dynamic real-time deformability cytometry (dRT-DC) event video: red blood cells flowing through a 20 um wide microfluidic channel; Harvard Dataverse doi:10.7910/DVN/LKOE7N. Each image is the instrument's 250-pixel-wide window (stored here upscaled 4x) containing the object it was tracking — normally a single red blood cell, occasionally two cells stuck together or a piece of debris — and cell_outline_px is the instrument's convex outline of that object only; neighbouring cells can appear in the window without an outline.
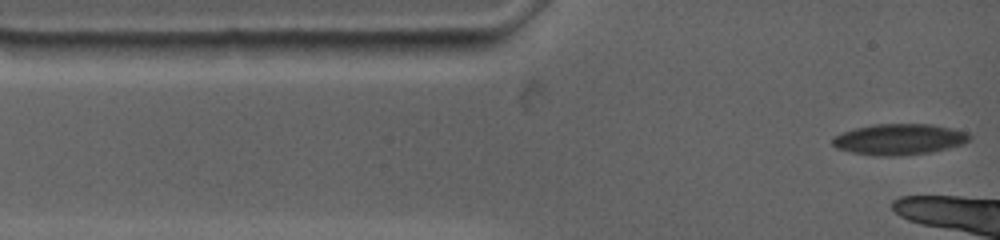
{"species": "common noctule bat (a hibernating species)", "species_latin": "Nyctalus noctula", "temperature_condition": "warm", "stored_images_in_passage": 9, "segment_of_instrument_passage": [1, 2], "camera_frame_rate_fps": 4500, "um_per_image_px": 0.085, "animal": {"sex": "female", "body_mass_g": 19.0, "forearm_length_mm": 53.3}, "frame": {"image": 1, "passage_image": 1, "time_ms": 0.0, "image_size_px": [1000, 240], "cell_outline_px": [[972, 136], [964, 144], [932, 152], [900, 156], [880, 156], [852, 152], [836, 148], [832, 144], [832, 136], [856, 128], [872, 124], [932, 124], [952, 128], [968, 132]], "centroid_in_image_um": [76.45, 11.84], "position_along_channel_um": 8.5, "area_um2": 24.85}}